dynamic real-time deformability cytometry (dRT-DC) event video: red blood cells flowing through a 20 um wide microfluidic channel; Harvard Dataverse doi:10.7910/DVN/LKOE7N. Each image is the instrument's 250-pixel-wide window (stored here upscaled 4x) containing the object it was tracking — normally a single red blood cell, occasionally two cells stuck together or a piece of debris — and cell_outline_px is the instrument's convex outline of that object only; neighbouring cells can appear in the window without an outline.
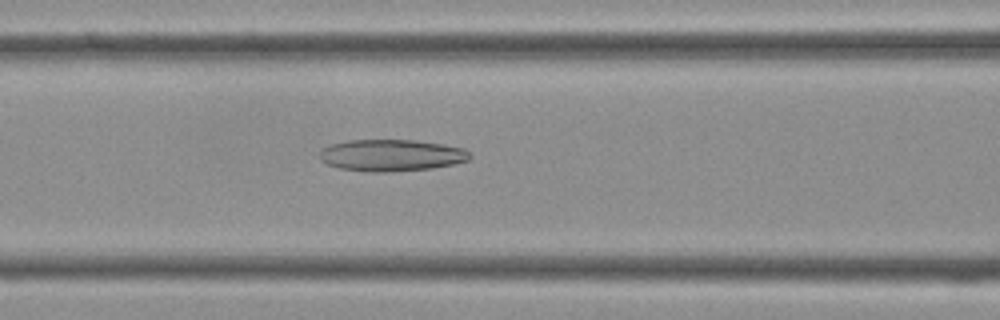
{"species": "Egyptian fruit bat (a non-hibernating species)", "species_latin": "Rousettus aegyptiacus", "temperature_condition": "cold", "stored_images_in_passage": 40, "camera_frame_rate_fps": 3000, "um_per_image_px": 0.085, "frame": {"image": 1, "passage_image": 16, "time_ms": 5.0, "image_size_px": [1000, 320], "cell_outline_px": [[472, 156], [468, 160], [452, 164], [432, 168], [388, 172], [368, 172], [340, 168], [328, 164], [320, 160], [320, 152], [324, 148], [332, 144], [348, 140], [416, 140], [444, 144], [464, 148]], "centroid_in_image_um": [33.28, 13.2], "position_along_channel_um": 133.3, "area_um2": 27.74}}
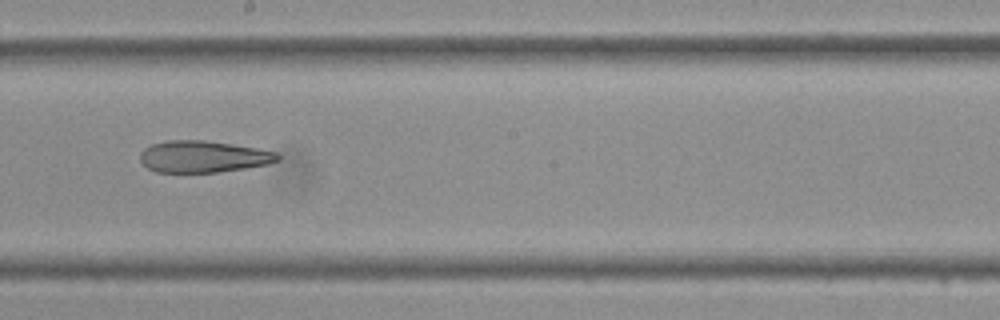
{"frame": {"image": 2, "passage_image": 22, "time_ms": 7.0, "image_size_px": [1000, 320], "cell_outline_px": [[280, 160], [268, 164], [244, 168], [216, 172], [156, 172], [148, 168], [140, 160], [140, 152], [144, 148], [152, 144], [168, 140], [204, 140], [232, 144], [256, 148], [276, 152], [280, 156]], "centroid_in_image_um": [17.26, 13.31], "position_along_channel_um": 230.9, "area_um2": 25.32}}
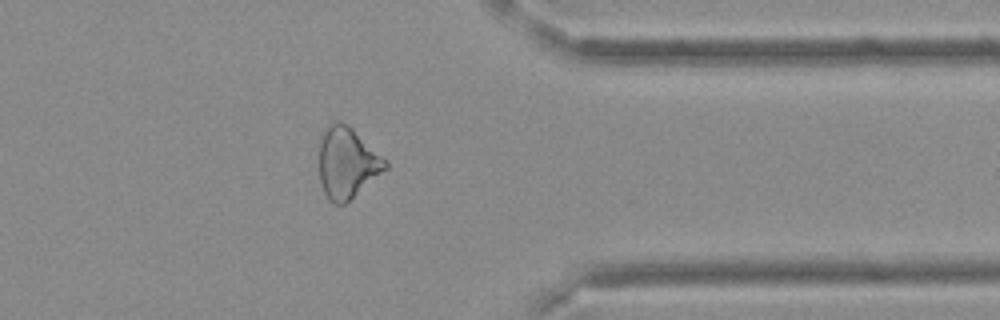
{"frame": {"image": 3, "passage_image": 32, "time_ms": 10.333, "image_size_px": [1000, 320], "cell_outline_px": [[388, 168], [344, 204], [336, 204], [328, 200], [324, 192], [320, 180], [320, 140], [324, 128], [332, 120], [340, 120], [348, 124], [388, 160]], "centroid_in_image_um": [29.51, 13.79], "position_along_channel_um": 381.9, "area_um2": 27.57}}